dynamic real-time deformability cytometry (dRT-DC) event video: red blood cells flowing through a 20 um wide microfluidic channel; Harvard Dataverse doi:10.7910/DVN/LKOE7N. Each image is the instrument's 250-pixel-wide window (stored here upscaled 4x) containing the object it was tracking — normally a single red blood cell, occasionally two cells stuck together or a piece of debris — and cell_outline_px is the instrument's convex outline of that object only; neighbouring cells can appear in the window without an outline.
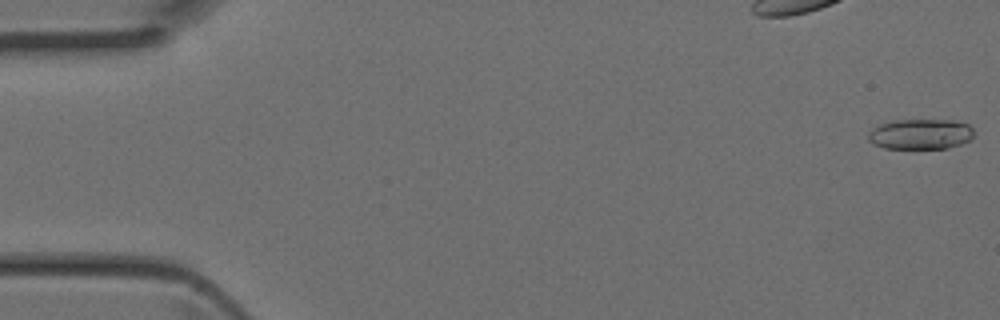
{"species": "Egyptian fruit bat (a non-hibernating species)", "species_latin": "Rousettus aegyptiacus", "temperature_condition": "room temperature", "stored_images_in_passage": 17, "camera_frame_rate_fps": 3000, "um_per_image_px": 0.085, "animal": {"sex": "female"}, "frame": {"image": 1, "passage_image": 1, "time_ms": 0.0, "image_size_px": [1000, 320], "cell_outline_px": [[972, 140], [948, 148], [884, 148], [872, 144], [868, 140], [868, 132], [872, 128], [880, 124], [892, 120], [956, 120], [968, 124], [972, 128]], "centroid_in_image_um": [78.23, 11.39], "position_along_channel_um": 6.8, "area_um2": 18.84}}
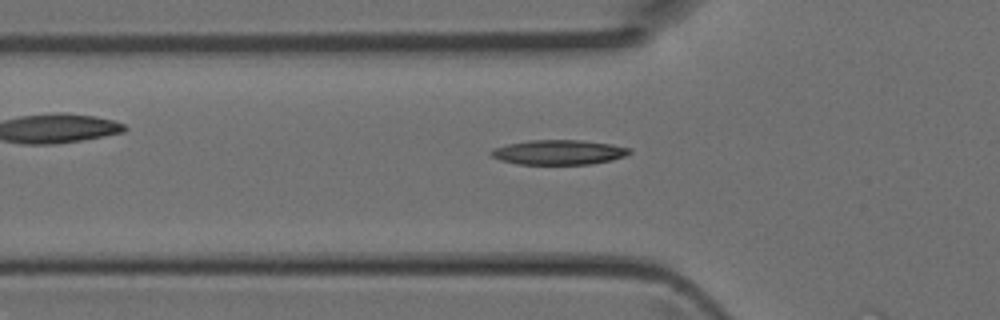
{"frame": {"image": 2, "passage_image": 15, "time_ms": 4.667, "image_size_px": [1000, 320], "cell_outline_px": [[632, 152], [624, 156], [612, 160], [592, 164], [516, 164], [500, 160], [492, 156], [488, 152], [492, 148], [508, 144], [528, 140], [584, 140], [612, 144], [632, 148]], "centroid_in_image_um": [47.5, 12.94], "position_along_channel_um": 78.3, "area_um2": 20.17}}